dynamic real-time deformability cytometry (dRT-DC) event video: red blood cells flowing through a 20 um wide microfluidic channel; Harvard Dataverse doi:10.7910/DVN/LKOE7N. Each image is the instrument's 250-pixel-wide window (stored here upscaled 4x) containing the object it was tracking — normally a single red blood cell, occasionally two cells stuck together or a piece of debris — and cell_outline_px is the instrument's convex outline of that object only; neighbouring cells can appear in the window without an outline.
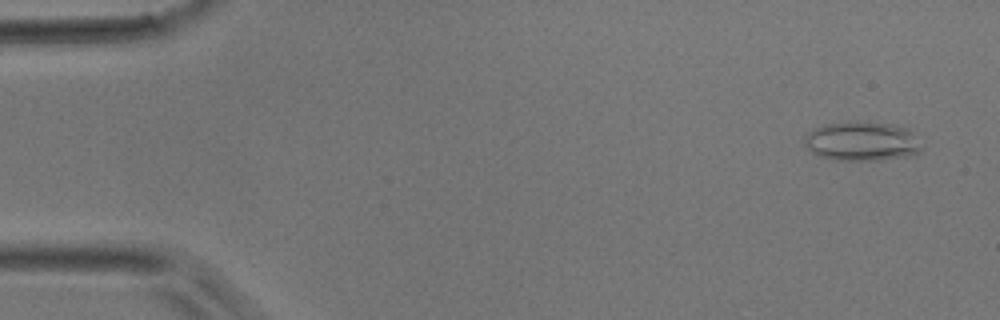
{"species": "common noctule bat (a hibernating species)", "species_latin": "Nyctalus noctula", "temperature_condition": "room temperature", "stored_images_in_passage": 10, "camera_frame_rate_fps": 3000, "um_per_image_px": 0.085, "animal": {"sex": "male", "body_mass_g": 17.9}, "frame": {"image": 1, "passage_image": 3, "time_ms": 0.667, "image_size_px": [1000, 320], "cell_outline_px": [[924, 148], [916, 152], [904, 156], [880, 160], [832, 160], [816, 156], [804, 144], [804, 136], [812, 128], [824, 124], [856, 120], [892, 124], [908, 128], [924, 144]], "centroid_in_image_um": [73.24, 11.99], "position_along_channel_um": 11.8, "area_um2": 27.4}}